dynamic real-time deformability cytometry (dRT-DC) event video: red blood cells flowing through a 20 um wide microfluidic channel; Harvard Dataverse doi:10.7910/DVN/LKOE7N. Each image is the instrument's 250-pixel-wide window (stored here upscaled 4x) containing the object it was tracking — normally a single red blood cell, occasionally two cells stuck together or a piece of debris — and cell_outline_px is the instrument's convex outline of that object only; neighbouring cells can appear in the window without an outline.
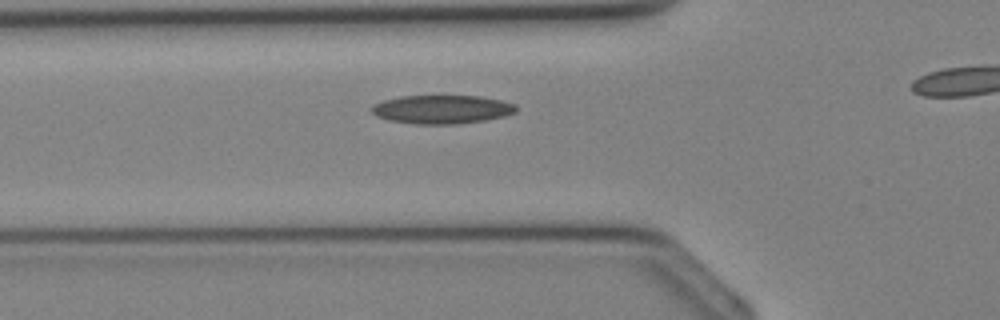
{"species": "Egyptian fruit bat (a non-hibernating species)", "species_latin": "Rousettus aegyptiacus", "temperature_condition": "cold", "stored_images_in_passage": 24, "camera_frame_rate_fps": 3000, "um_per_image_px": 0.085, "animal": {"sex": "female"}, "frame": {"image": 1, "passage_image": 7, "time_ms": 2.0, "image_size_px": [1000, 320], "cell_outline_px": [[516, 112], [504, 116], [484, 120], [452, 124], [416, 124], [392, 120], [376, 116], [368, 108], [372, 104], [384, 100], [400, 96], [480, 96], [500, 100], [516, 104]], "centroid_in_image_um": [37.53, 9.29], "position_along_channel_um": 88.3, "area_um2": 23.99}}
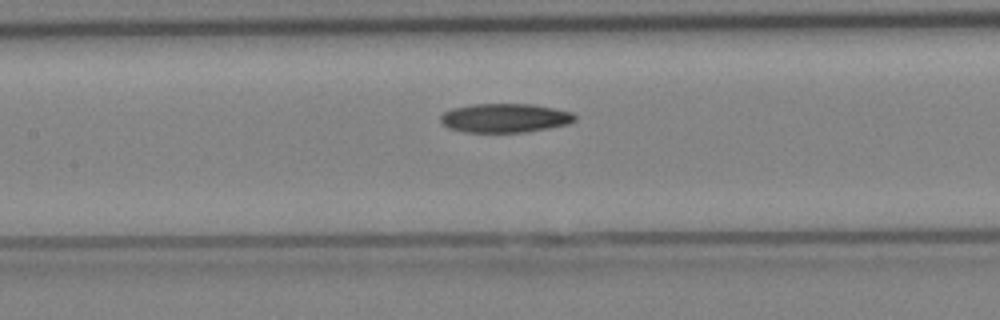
{"frame": {"image": 2, "passage_image": 11, "time_ms": 3.333, "image_size_px": [1000, 320], "cell_outline_px": [[576, 120], [568, 124], [548, 128], [524, 132], [464, 132], [448, 128], [440, 120], [440, 116], [444, 112], [452, 108], [472, 104], [532, 104], [556, 108], [572, 112], [576, 116]], "centroid_in_image_um": [42.93, 10.02], "position_along_channel_um": 164.5, "area_um2": 22.77}}
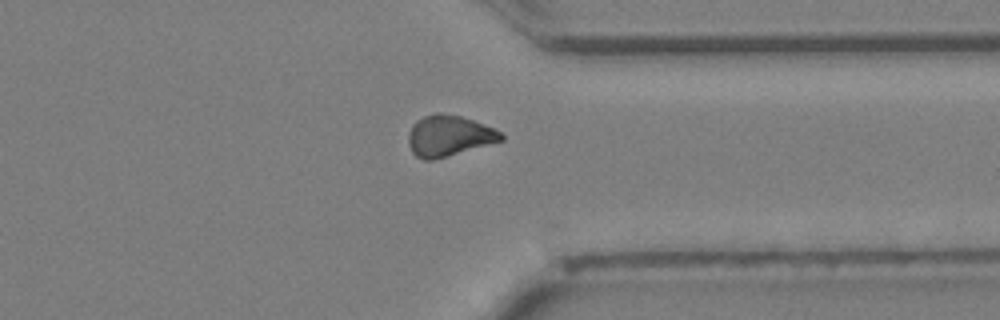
{"frame": {"image": 3, "passage_image": 22, "time_ms": 7.0, "image_size_px": [1000, 320], "cell_outline_px": [[504, 140], [448, 156], [432, 160], [424, 160], [416, 156], [412, 152], [408, 144], [408, 136], [412, 124], [416, 120], [424, 116], [436, 112], [440, 112], [460, 116], [472, 120], [492, 128], [500, 132], [504, 136]], "centroid_in_image_um": [38.12, 11.54], "position_along_channel_um": 373.3, "area_um2": 22.02}}